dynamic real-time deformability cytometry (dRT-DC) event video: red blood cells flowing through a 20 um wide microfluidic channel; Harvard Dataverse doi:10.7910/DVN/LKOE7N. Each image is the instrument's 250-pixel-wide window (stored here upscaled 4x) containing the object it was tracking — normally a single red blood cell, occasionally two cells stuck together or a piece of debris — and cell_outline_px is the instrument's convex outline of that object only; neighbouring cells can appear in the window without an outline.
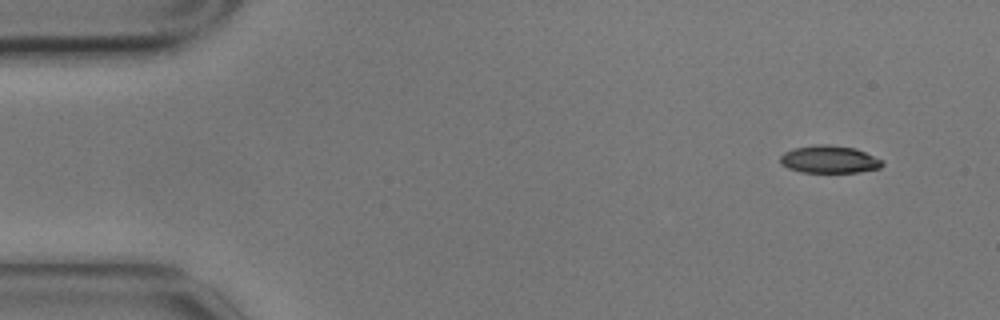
{"species": "common noctule bat (a hibernating species)", "species_latin": "Nyctalus noctula", "temperature_condition": "cold", "stored_images_in_passage": 5, "camera_frame_rate_fps": 3000, "um_per_image_px": 0.085, "animal": {"sex": "male", "body_mass_g": 17.9}, "frame": {"image": 1, "passage_image": 1, "time_ms": 0.0, "image_size_px": [1000, 320], "cell_outline_px": [[884, 164], [880, 168], [860, 172], [800, 172], [788, 168], [780, 164], [780, 156], [784, 152], [796, 148], [816, 144], [828, 144], [856, 148], [884, 160]], "centroid_in_image_um": [70.51, 13.55], "position_along_channel_um": 14.5, "area_um2": 16.53}}
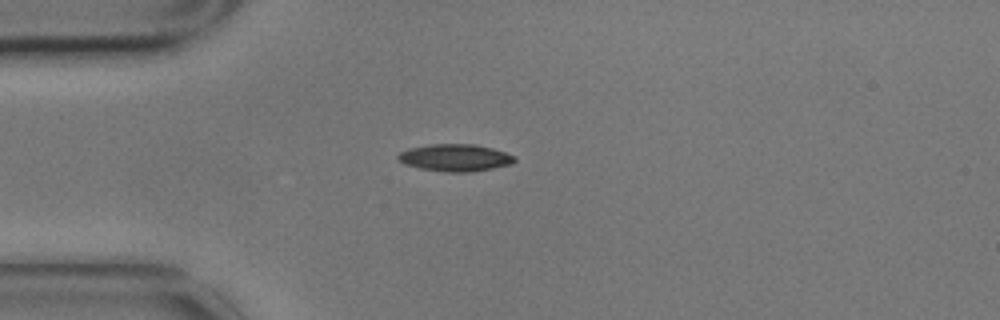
{"frame": {"image": 2, "passage_image": 4, "time_ms": 1.0, "image_size_px": [1000, 320], "cell_outline_px": [[516, 160], [512, 164], [472, 172], [448, 172], [420, 168], [404, 164], [396, 156], [400, 152], [408, 148], [428, 144], [476, 144], [492, 148], [516, 156]], "centroid_in_image_um": [38.69, 13.4], "position_along_channel_um": 46.3, "area_um2": 18.5}}
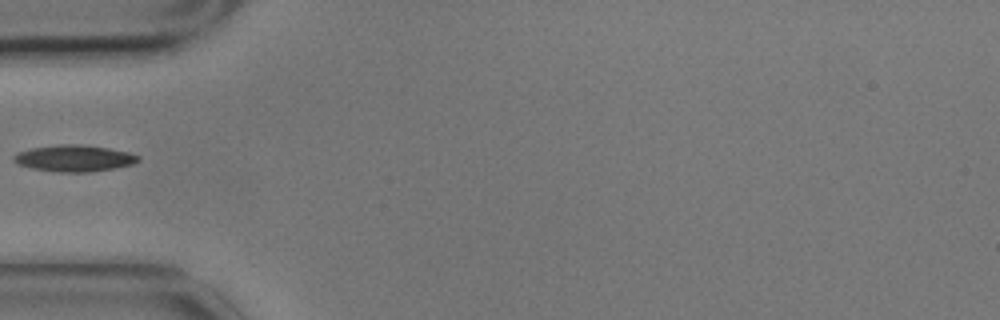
{"frame": {"image": 3, "passage_image": 5, "time_ms": 1.333, "image_size_px": [1000, 320], "cell_outline_px": [[140, 160], [132, 164], [92, 172], [60, 172], [32, 168], [16, 164], [12, 160], [12, 156], [16, 152], [32, 148], [56, 144], [80, 144], [108, 148], [128, 152], [140, 156]], "centroid_in_image_um": [6.26, 13.44], "position_along_channel_um": 78.7, "area_um2": 19.31}}